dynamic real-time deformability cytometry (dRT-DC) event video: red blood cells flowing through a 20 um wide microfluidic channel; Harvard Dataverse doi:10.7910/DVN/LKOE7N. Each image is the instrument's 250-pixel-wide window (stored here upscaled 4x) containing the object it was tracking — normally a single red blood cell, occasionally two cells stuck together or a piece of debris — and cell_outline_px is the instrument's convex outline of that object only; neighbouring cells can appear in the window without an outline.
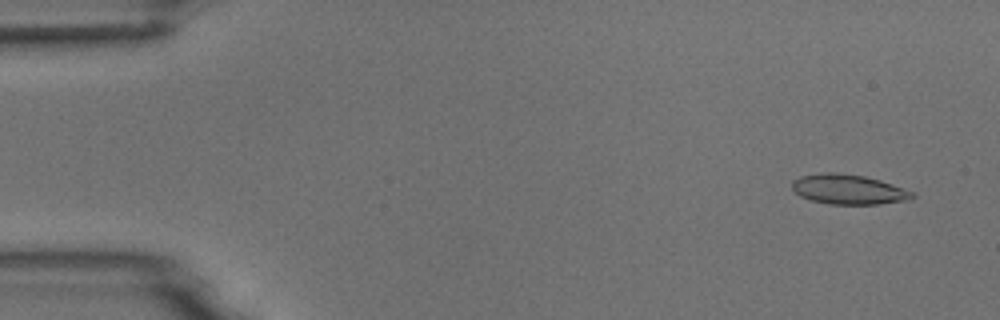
{"species": "common noctule bat (a hibernating species)", "species_latin": "Nyctalus noctula", "temperature_condition": "room temperature", "stored_images_in_passage": 5, "camera_frame_rate_fps": 3000, "um_per_image_px": 0.085, "animal": {"sex": "male", "body_mass_g": 18.8}, "frame": {"image": 1, "passage_image": 1, "time_ms": 0.0, "image_size_px": [1000, 320], "cell_outline_px": [[916, 196], [908, 200], [880, 204], [828, 204], [808, 200], [800, 196], [792, 188], [792, 180], [800, 176], [820, 172], [836, 172], [864, 176], [880, 180], [916, 192]], "centroid_in_image_um": [72.12, 16.1], "position_along_channel_um": 12.9, "area_um2": 21.21}}
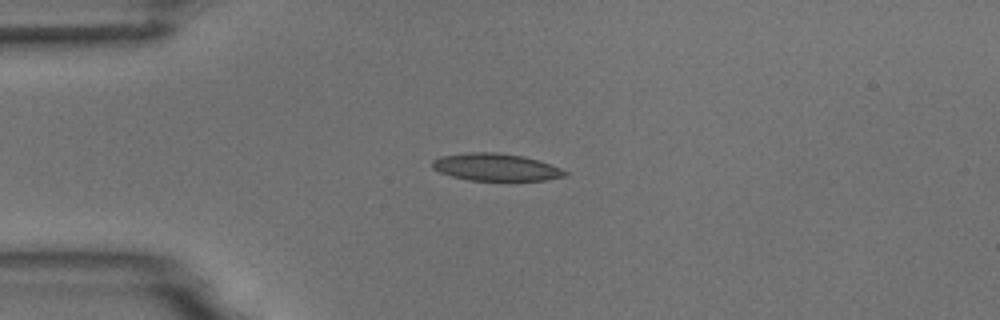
{"frame": {"image": 2, "passage_image": 3, "time_ms": 3.333, "image_size_px": [1000, 320], "cell_outline_px": [[568, 172], [564, 176], [548, 180], [468, 180], [452, 176], [440, 172], [432, 168], [432, 160], [440, 156], [468, 152], [496, 152], [524, 156], [540, 160], [560, 168]], "centroid_in_image_um": [42.13, 14.2], "position_along_channel_um": 42.9, "area_um2": 21.15}}